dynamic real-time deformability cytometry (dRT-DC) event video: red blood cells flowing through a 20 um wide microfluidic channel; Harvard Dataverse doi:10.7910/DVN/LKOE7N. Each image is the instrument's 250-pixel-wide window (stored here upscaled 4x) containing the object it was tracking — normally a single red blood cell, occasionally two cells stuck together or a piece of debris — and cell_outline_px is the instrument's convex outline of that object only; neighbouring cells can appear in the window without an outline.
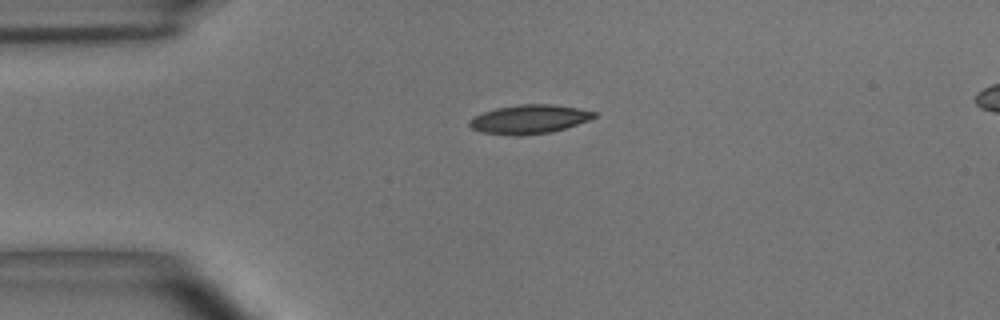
{"species": "common noctule bat (a hibernating species)", "species_latin": "Nyctalus noctula", "temperature_condition": "room temperature", "stored_images_in_passage": 12, "camera_frame_rate_fps": 3000, "um_per_image_px": 0.085, "animal": {"sex": "male", "body_mass_g": 15.6}, "frame": {"image": 1, "passage_image": 1, "time_ms": 0.0, "image_size_px": [1000, 320], "cell_outline_px": [[596, 116], [588, 120], [552, 132], [520, 136], [516, 136], [480, 132], [472, 128], [468, 124], [468, 120], [484, 112], [496, 108], [520, 104], [552, 104], [576, 108], [596, 112]], "centroid_in_image_um": [44.95, 10.14], "position_along_channel_um": 40.0, "area_um2": 20.87}}
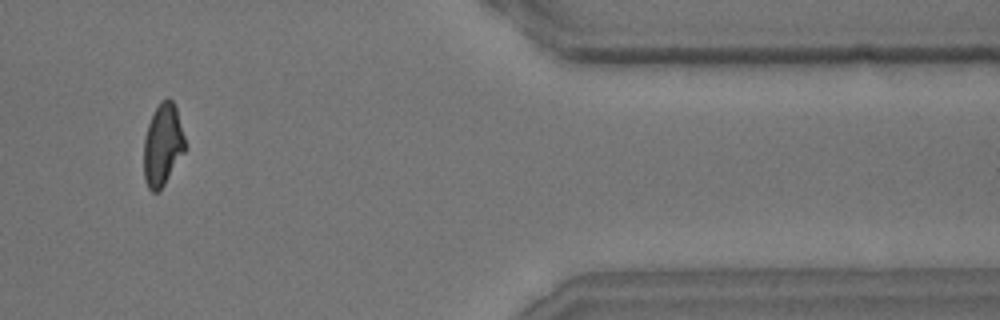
{"frame": {"image": 2, "passage_image": 10, "time_ms": 3.0, "image_size_px": [1000, 320], "cell_outline_px": [[184, 152], [164, 184], [156, 192], [152, 192], [148, 188], [144, 180], [144, 140], [148, 124], [160, 100], [168, 96], [172, 100], [176, 108], [184, 136]], "centroid_in_image_um": [13.81, 12.29], "position_along_channel_um": 397.6, "area_um2": 19.42}}
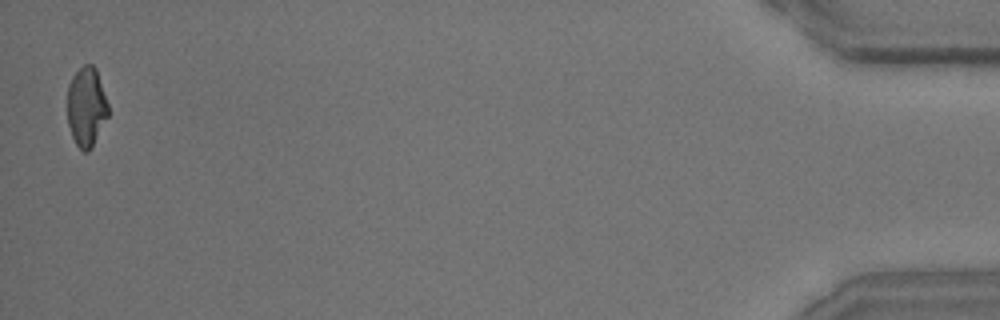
{"frame": {"image": 3, "passage_image": 12, "time_ms": 3.667, "image_size_px": [1000, 320], "cell_outline_px": [[108, 116], [92, 148], [88, 152], [84, 152], [76, 144], [72, 136], [68, 124], [68, 84], [72, 76], [84, 64], [92, 64], [96, 68], [108, 104]], "centroid_in_image_um": [7.35, 9.08], "position_along_channel_um": 427.9, "area_um2": 18.9}}